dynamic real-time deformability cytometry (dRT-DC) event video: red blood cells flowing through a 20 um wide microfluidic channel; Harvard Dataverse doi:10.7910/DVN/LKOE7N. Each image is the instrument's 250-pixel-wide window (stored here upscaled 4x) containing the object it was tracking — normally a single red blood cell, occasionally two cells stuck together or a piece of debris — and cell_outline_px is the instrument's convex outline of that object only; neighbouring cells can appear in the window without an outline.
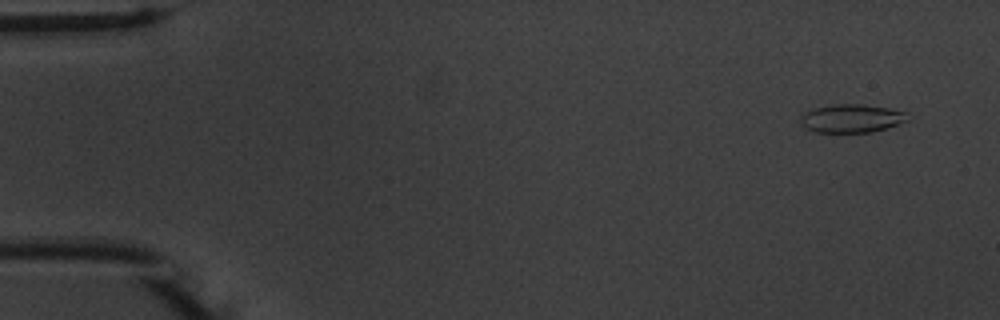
{"species": "common noctule bat (a hibernating species)", "species_latin": "Nyctalus noctula", "temperature_condition": "warm", "stored_images_in_passage": 52, "camera_frame_rate_fps": 3000, "um_per_image_px": 0.085, "animal": {"sex": "male", "body_mass_g": 20.1, "forearm_length_mm": 53.5}, "frame": {"image": 1, "passage_image": 1, "time_ms": 0.0, "image_size_px": [1000, 320], "cell_outline_px": [[908, 120], [872, 132], [816, 132], [808, 128], [800, 120], [800, 116], [804, 112], [816, 108], [832, 104], [864, 104], [888, 108], [904, 112]], "centroid_in_image_um": [72.35, 10.05], "position_along_channel_um": 12.6, "area_um2": 17.28}}
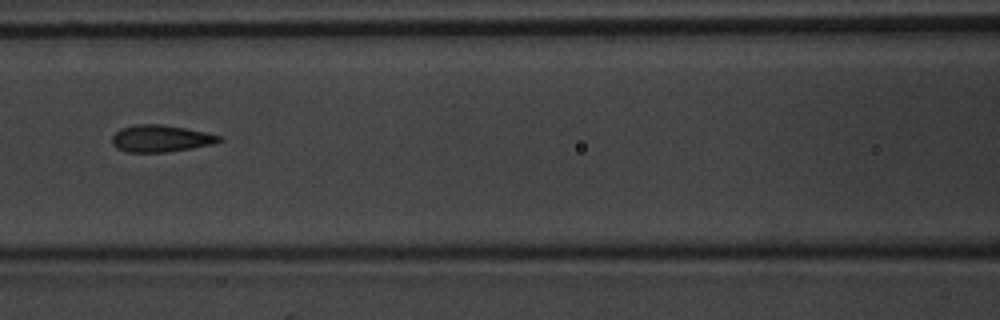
{"frame": {"image": 2, "passage_image": 22, "time_ms": 7.0, "image_size_px": [1000, 320], "cell_outline_px": [[224, 140], [212, 144], [192, 148], [164, 152], [128, 152], [116, 148], [112, 144], [112, 136], [120, 128], [136, 124], [164, 124], [224, 136]], "centroid_in_image_um": [13.67, 11.77], "position_along_channel_um": 152.9, "area_um2": 16.88}}
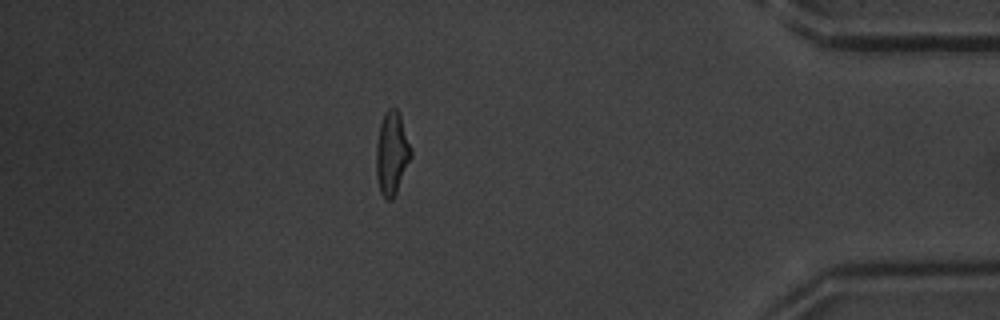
{"frame": {"image": 3, "passage_image": 45, "time_ms": 14.667, "image_size_px": [1000, 320], "cell_outline_px": [[412, 156], [396, 192], [392, 200], [388, 200], [380, 192], [376, 176], [376, 144], [380, 124], [388, 108], [396, 108], [400, 112], [412, 148]], "centroid_in_image_um": [33.32, 13.0], "position_along_channel_um": 401.9, "area_um2": 16.94}, "authors_computed_cell_mechanics": {"area_um2": 16.9354, "velocity_mm_per_s": 3.7532, "shape_relaxation_time_tau1_ms": 4.9859, "shape_relaxation_time_tau2_ms": 1.0195, "deformation_change_tau1": 0.1667, "deformation_change_tau2": 0.0909}}